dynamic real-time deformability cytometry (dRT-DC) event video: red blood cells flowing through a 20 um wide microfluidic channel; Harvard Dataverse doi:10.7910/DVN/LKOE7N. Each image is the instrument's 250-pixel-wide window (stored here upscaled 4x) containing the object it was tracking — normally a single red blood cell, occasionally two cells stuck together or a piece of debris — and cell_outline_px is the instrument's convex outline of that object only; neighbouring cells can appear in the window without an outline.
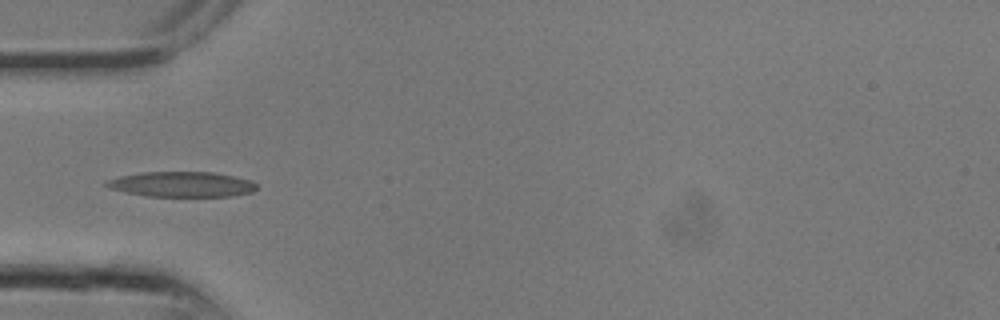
{"species": "common noctule bat (a hibernating species)", "species_latin": "Nyctalus noctula", "temperature_condition": "room temperature", "stored_images_in_passage": 10, "camera_frame_rate_fps": 3000, "um_per_image_px": 0.085, "animal": {"sex": "male", "body_mass_g": 13.3}, "frame": {"image": 1, "passage_image": 9, "time_ms": 2.667, "image_size_px": [1000, 320], "cell_outline_px": [[256, 188], [252, 192], [232, 196], [148, 196], [124, 192], [112, 188], [104, 184], [108, 180], [120, 176], [140, 172], [212, 172], [252, 180], [256, 184]], "centroid_in_image_um": [15.46, 15.66], "position_along_channel_um": 69.5, "area_um2": 21.91}}